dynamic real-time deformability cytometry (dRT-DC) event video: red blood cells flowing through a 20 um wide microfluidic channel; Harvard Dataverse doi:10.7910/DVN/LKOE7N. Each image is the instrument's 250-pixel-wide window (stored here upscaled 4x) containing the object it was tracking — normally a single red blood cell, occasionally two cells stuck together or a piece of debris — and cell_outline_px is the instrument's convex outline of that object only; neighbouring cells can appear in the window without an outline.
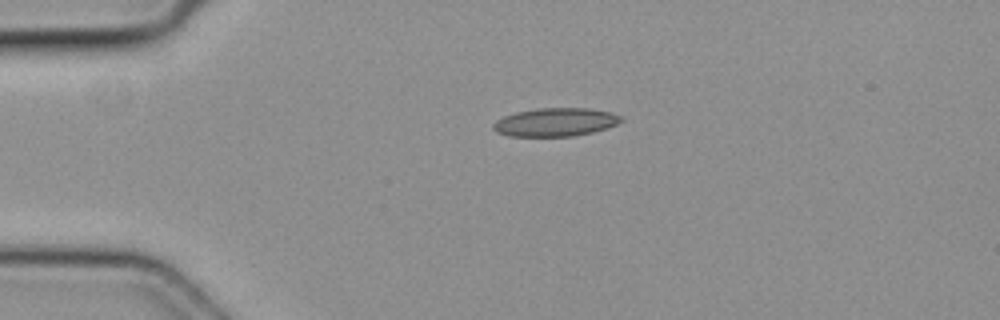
{"species": "common noctule bat (a hibernating species)", "species_latin": "Nyctalus noctula", "temperature_condition": "cold", "stored_images_in_passage": 3, "camera_frame_rate_fps": 3000, "um_per_image_px": 0.085, "animal": {"sex": "female", "body_mass_g": 19.3, "forearm_length_mm": 54.1}, "frame": {"image": 1, "passage_image": 1, "time_ms": 0.0, "image_size_px": [1000, 320], "cell_outline_px": [[624, 120], [608, 128], [592, 132], [572, 136], [508, 136], [496, 132], [492, 128], [492, 124], [496, 120], [504, 116], [516, 112], [536, 108], [588, 108], [612, 112], [624, 116]], "centroid_in_image_um": [47.23, 10.38], "position_along_channel_um": 37.8, "area_um2": 21.33}}
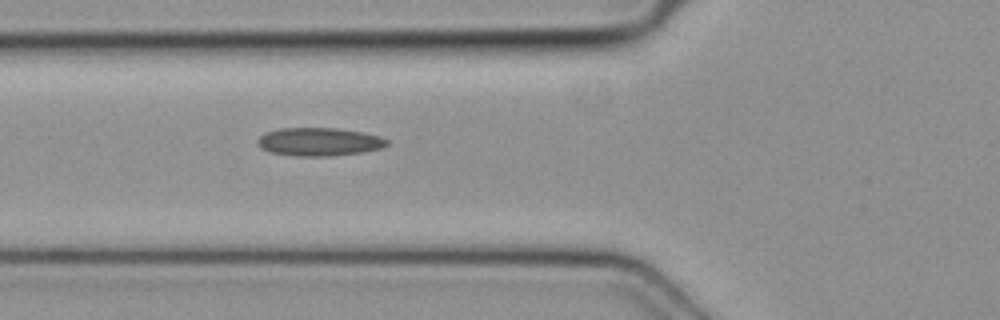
{"frame": {"image": 2, "passage_image": 3, "time_ms": 0.667, "image_size_px": [1000, 320], "cell_outline_px": [[388, 144], [384, 148], [360, 152], [328, 156], [296, 156], [272, 152], [260, 148], [256, 144], [256, 140], [260, 136], [268, 132], [280, 128], [336, 128], [364, 132], [380, 136], [388, 140]], "centroid_in_image_um": [27.13, 12.05], "position_along_channel_um": 98.7, "area_um2": 21.27}}